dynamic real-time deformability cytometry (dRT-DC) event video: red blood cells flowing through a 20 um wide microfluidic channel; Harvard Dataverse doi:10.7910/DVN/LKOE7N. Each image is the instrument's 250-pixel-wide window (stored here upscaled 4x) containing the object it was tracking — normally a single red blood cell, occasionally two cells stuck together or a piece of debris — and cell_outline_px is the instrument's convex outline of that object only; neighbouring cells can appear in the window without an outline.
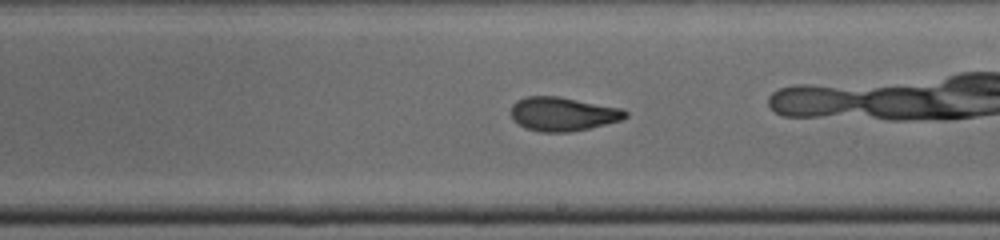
{"species": "common noctule bat (a hibernating species)", "species_latin": "Nyctalus noctula", "temperature_condition": "cold", "stored_images_in_passage": 31, "camera_frame_rate_fps": 3000, "um_per_image_px": 0.085, "animal": {"sex": "male", "body_mass_g": 19.0, "forearm_length_mm": 50.8}, "frame": {"image": 1, "passage_image": 22, "time_ms": 7.0, "image_size_px": [1000, 240], "cell_outline_px": [[628, 116], [620, 120], [588, 128], [568, 132], [540, 132], [524, 128], [512, 116], [512, 104], [516, 100], [528, 96], [556, 96], [624, 108], [628, 112]], "centroid_in_image_um": [47.86, 9.68], "position_along_channel_um": 241.1, "area_um2": 22.43}}